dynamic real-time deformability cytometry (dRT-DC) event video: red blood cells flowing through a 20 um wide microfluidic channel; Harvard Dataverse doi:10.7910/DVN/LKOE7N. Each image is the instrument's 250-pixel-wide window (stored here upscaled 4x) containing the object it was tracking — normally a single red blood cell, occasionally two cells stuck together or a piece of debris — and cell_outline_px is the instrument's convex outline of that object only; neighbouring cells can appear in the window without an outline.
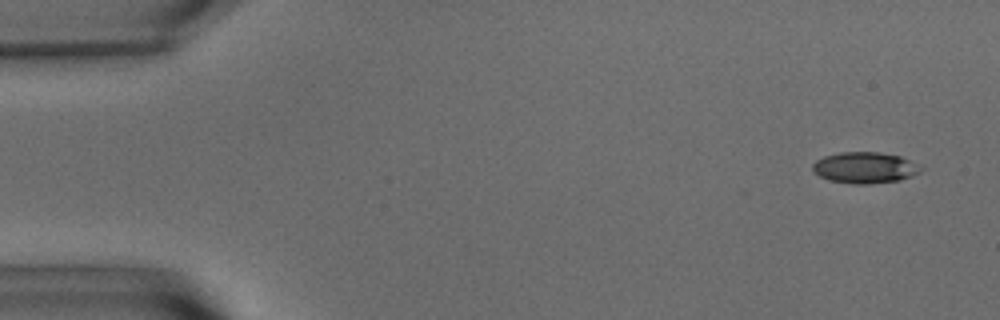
{"species": "common noctule bat (a hibernating species)", "species_latin": "Nyctalus noctula", "temperature_condition": "warm", "stored_images_in_passage": 55, "camera_frame_rate_fps": 3000, "um_per_image_px": 0.085, "animal": {"sex": "male", "body_mass_g": 15.6}, "frame": {"image": 1, "passage_image": 2, "time_ms": 0.333, "image_size_px": [1000, 320], "cell_outline_px": [[924, 168], [920, 172], [900, 180], [868, 184], [856, 184], [828, 180], [812, 172], [812, 164], [816, 160], [824, 156], [840, 152], [876, 152], [900, 156], [920, 164]], "centroid_in_image_um": [73.51, 14.25], "position_along_channel_um": 11.5, "area_um2": 19.77}}
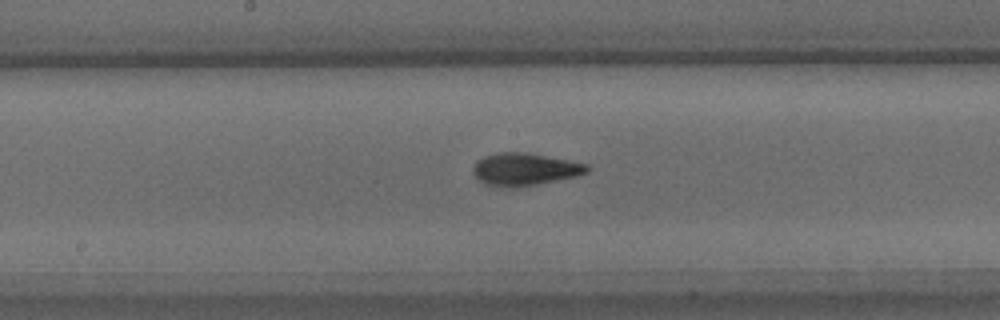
{"frame": {"image": 2, "passage_image": 28, "time_ms": 9.0, "image_size_px": [1000, 320], "cell_outline_px": [[592, 168], [588, 172], [576, 176], [536, 184], [512, 188], [500, 188], [484, 184], [472, 172], [472, 168], [476, 160], [484, 156], [496, 152], [528, 152], [588, 164]], "centroid_in_image_um": [44.57, 14.38], "position_along_channel_um": 203.6, "area_um2": 21.85}}
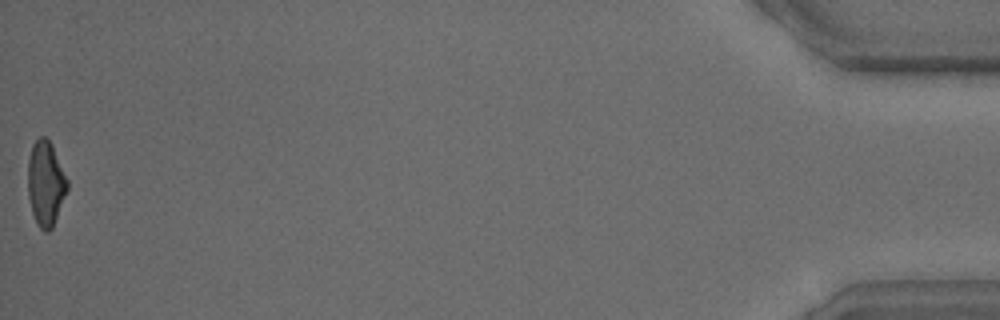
{"frame": {"image": 3, "passage_image": 55, "time_ms": 18.0, "image_size_px": [1000, 320], "cell_outline_px": [[68, 188], [52, 228], [48, 232], [44, 232], [36, 224], [32, 212], [28, 196], [28, 160], [32, 144], [40, 136], [44, 136], [52, 144], [68, 180]], "centroid_in_image_um": [3.87, 15.59], "position_along_channel_um": 431.3, "area_um2": 19.54}, "authors_computed_cell_mechanics": {"area_um2": 20.1144, "velocity_mm_per_s": 3.6236, "shape_relaxation_time_tau1_ms": 3.9749, "shape_relaxation_time_tau2_ms": 1.4637, "deformation_change_tau1": 0.1841, "deformation_change_tau2": 0.0858}}